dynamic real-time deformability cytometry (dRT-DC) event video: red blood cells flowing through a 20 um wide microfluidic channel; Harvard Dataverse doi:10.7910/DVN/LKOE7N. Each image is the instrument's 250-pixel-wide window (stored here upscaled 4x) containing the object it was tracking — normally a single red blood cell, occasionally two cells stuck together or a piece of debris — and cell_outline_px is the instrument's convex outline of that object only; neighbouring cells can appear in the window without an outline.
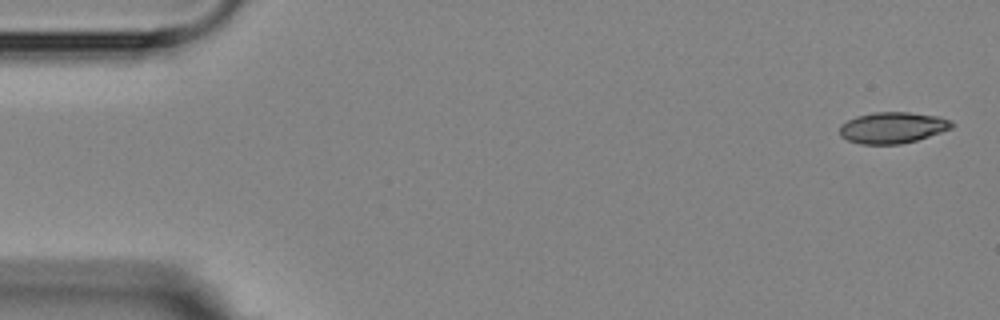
{"species": "Egyptian fruit bat (a non-hibernating species)", "species_latin": "Rousettus aegyptiacus", "temperature_condition": "room temperature", "stored_images_in_passage": 4, "camera_frame_rate_fps": 3000, "um_per_image_px": 0.085, "animal": {"sex": "female"}, "frame": {"image": 1, "passage_image": 1, "time_ms": 0.0, "image_size_px": [1000, 320], "cell_outline_px": [[956, 124], [952, 128], [916, 140], [900, 144], [860, 144], [848, 140], [840, 136], [840, 124], [856, 116], [872, 112], [908, 112], [940, 116]], "centroid_in_image_um": [75.85, 10.84], "position_along_channel_um": 9.1, "area_um2": 20.4}}
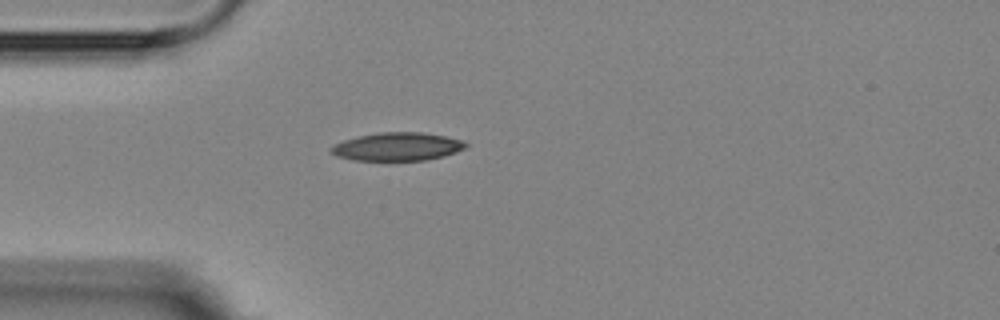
{"frame": {"image": 2, "passage_image": 4, "time_ms": 4.333, "image_size_px": [1000, 320], "cell_outline_px": [[468, 144], [464, 148], [456, 152], [444, 156], [424, 160], [352, 160], [336, 156], [328, 148], [332, 144], [344, 140], [360, 136], [380, 132], [424, 132], [464, 140]], "centroid_in_image_um": [33.76, 12.46], "position_along_channel_um": 51.2, "area_um2": 22.14}}